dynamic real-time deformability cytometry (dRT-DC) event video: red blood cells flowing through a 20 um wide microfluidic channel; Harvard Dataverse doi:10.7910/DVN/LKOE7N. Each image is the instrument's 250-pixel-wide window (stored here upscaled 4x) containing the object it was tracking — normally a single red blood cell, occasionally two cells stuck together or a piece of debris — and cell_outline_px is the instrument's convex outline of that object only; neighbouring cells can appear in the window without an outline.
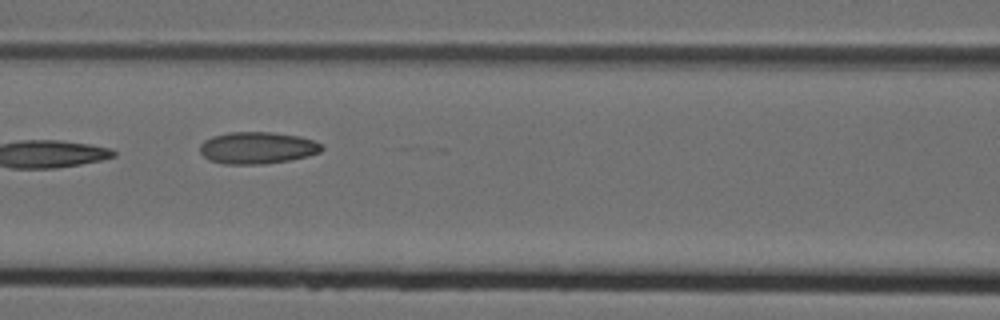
{"species": "Egyptian fruit bat (a non-hibernating species)", "species_latin": "Rousettus aegyptiacus", "temperature_condition": "cold", "stored_images_in_passage": 8, "camera_frame_rate_fps": 3000, "um_per_image_px": 0.085, "animal": {"sex": "female"}, "frame": {"image": 1, "passage_image": 6, "time_ms": 1.667, "image_size_px": [1000, 320], "cell_outline_px": [[324, 148], [320, 152], [308, 156], [288, 160], [264, 164], [224, 164], [208, 160], [200, 152], [200, 144], [204, 140], [212, 136], [228, 132], [272, 132], [300, 136], [312, 140], [320, 144]], "centroid_in_image_um": [21.84, 12.56], "position_along_channel_um": 144.8, "area_um2": 22.72}}
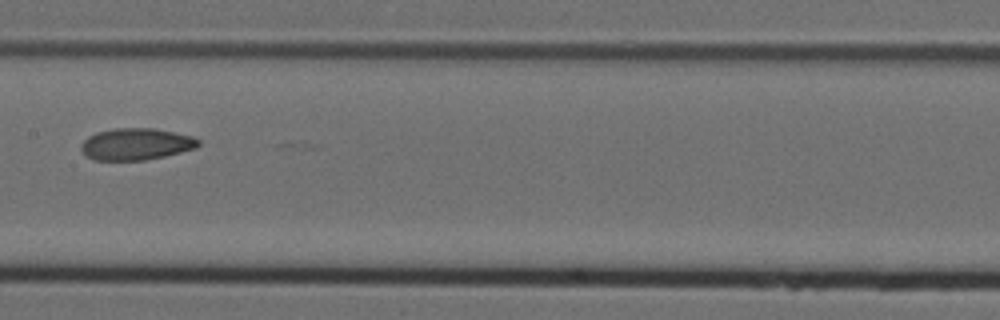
{"frame": {"image": 2, "passage_image": 7, "time_ms": 2.0, "image_size_px": [1000, 320], "cell_outline_px": [[200, 144], [196, 148], [164, 156], [144, 160], [92, 160], [80, 148], [80, 144], [88, 136], [96, 132], [116, 128], [152, 128], [192, 136], [200, 140]], "centroid_in_image_um": [11.55, 12.25], "position_along_channel_um": 195.8, "area_um2": 21.62}}
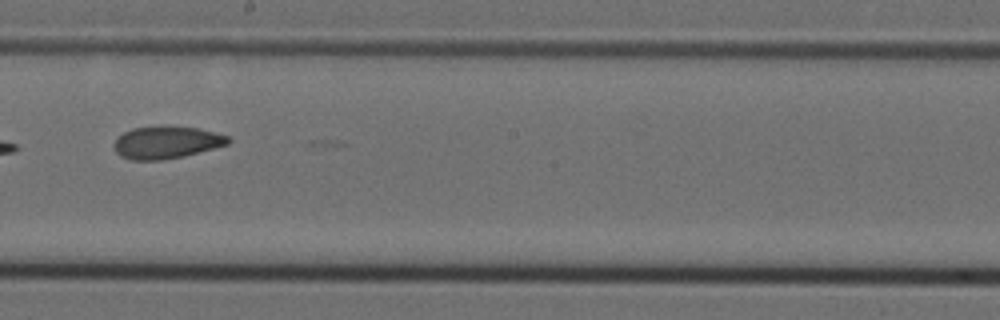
{"frame": {"image": 3, "passage_image": 8, "time_ms": 2.333, "image_size_px": [1000, 320], "cell_outline_px": [[232, 140], [228, 144], [184, 156], [164, 160], [132, 160], [120, 156], [112, 148], [112, 144], [124, 132], [132, 128], [160, 124], [196, 128], [228, 136]], "centroid_in_image_um": [14.1, 12.09], "position_along_channel_um": 234.1, "area_um2": 21.85}}